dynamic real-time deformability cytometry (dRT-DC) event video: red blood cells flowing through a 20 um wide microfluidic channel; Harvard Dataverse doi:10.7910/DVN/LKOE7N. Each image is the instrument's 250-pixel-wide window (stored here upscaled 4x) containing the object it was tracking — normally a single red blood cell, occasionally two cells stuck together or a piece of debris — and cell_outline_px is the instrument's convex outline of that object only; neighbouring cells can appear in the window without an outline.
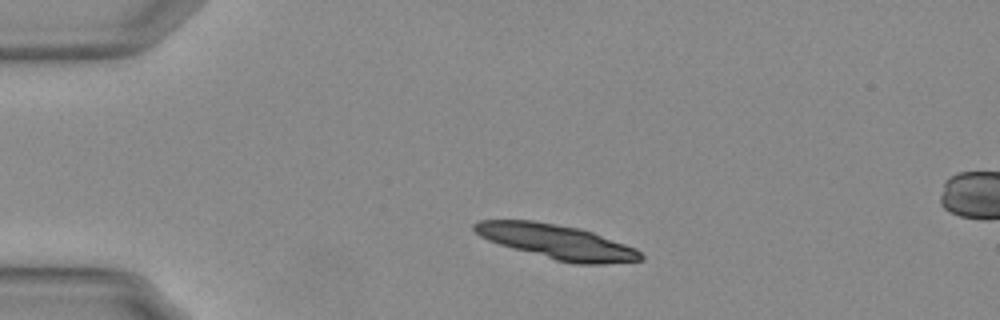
{"species": "Egyptian fruit bat (a non-hibernating species)", "species_latin": "Rousettus aegyptiacus", "temperature_condition": "warm", "stored_images_in_passage": 13, "camera_frame_rate_fps": 3000, "um_per_image_px": 0.085, "animal": {"sex": "female"}, "frame": {"image": 1, "passage_image": 6, "time_ms": 1.667, "image_size_px": [1000, 320], "cell_outline_px": [[644, 260], [604, 264], [572, 264], [556, 260], [512, 248], [488, 240], [480, 236], [472, 228], [472, 224], [480, 220], [532, 220], [580, 228], [592, 232], [636, 248], [644, 256]], "centroid_in_image_um": [47.34, 20.55], "position_along_channel_um": 37.7, "area_um2": 33.29}}